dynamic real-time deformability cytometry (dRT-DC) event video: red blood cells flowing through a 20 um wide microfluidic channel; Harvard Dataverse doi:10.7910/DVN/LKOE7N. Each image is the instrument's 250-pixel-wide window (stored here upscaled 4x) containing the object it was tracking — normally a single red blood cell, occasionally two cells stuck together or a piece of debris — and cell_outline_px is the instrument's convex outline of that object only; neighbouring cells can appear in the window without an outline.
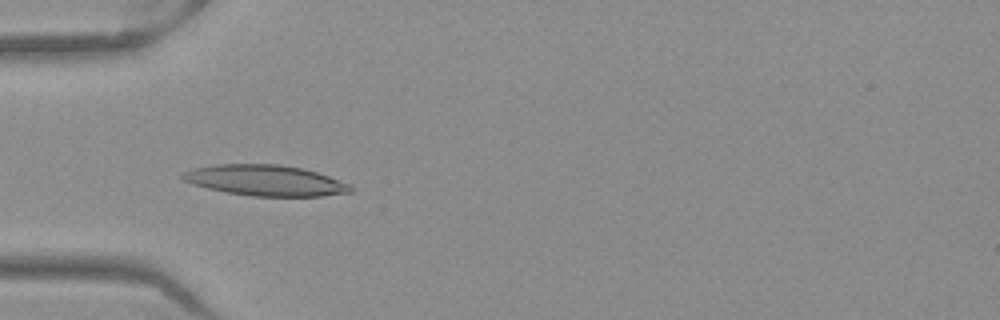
{"species": "Egyptian fruit bat (a non-hibernating species)", "species_latin": "Rousettus aegyptiacus", "temperature_condition": "warm", "stored_images_in_passage": 51, "camera_frame_rate_fps": 3000, "um_per_image_px": 0.085, "frame": {"image": 1, "passage_image": 16, "time_ms": 5.0, "image_size_px": [1000, 320], "cell_outline_px": [[356, 188], [352, 192], [324, 196], [252, 196], [224, 192], [192, 184], [184, 180], [180, 176], [180, 172], [192, 168], [216, 164], [280, 164], [300, 168], [316, 172], [352, 184]], "centroid_in_image_um": [22.56, 15.34], "position_along_channel_um": 62.4, "area_um2": 30.4}}
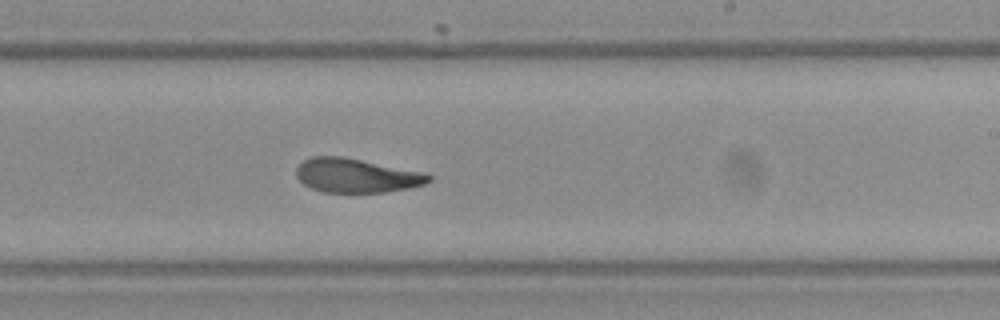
{"frame": {"image": 2, "passage_image": 31, "time_ms": 10.0, "image_size_px": [1000, 320], "cell_outline_px": [[432, 180], [424, 184], [408, 188], [384, 192], [324, 192], [312, 188], [304, 184], [296, 176], [296, 168], [304, 160], [312, 156], [344, 156], [420, 172], [432, 176]], "centroid_in_image_um": [30.26, 14.91], "position_along_channel_um": 258.7, "area_um2": 26.01}}
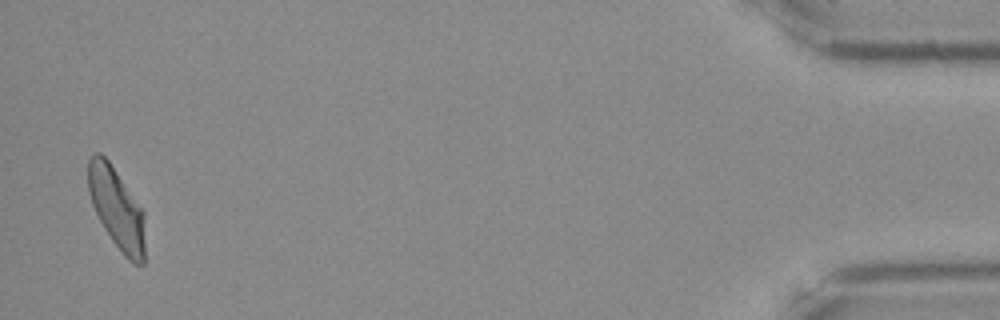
{"frame": {"image": 3, "passage_image": 50, "time_ms": 16.333, "image_size_px": [1000, 320], "cell_outline_px": [[144, 264], [136, 264], [128, 260], [124, 256], [112, 240], [104, 228], [92, 204], [88, 192], [88, 160], [96, 152], [100, 152], [108, 160], [144, 212]], "centroid_in_image_um": [9.91, 17.72], "position_along_channel_um": 425.3, "area_um2": 26.53}, "authors_computed_cell_mechanics": {"area_um2": 27.3972, "velocity_mm_per_s": 3.9678, "shape_relaxation_time_tau1_ms": 6.0122, "shape_relaxation_time_tau2_ms": 1.8312, "deformation_change_tau1": 0.2163, "deformation_change_tau2": 0.092}}